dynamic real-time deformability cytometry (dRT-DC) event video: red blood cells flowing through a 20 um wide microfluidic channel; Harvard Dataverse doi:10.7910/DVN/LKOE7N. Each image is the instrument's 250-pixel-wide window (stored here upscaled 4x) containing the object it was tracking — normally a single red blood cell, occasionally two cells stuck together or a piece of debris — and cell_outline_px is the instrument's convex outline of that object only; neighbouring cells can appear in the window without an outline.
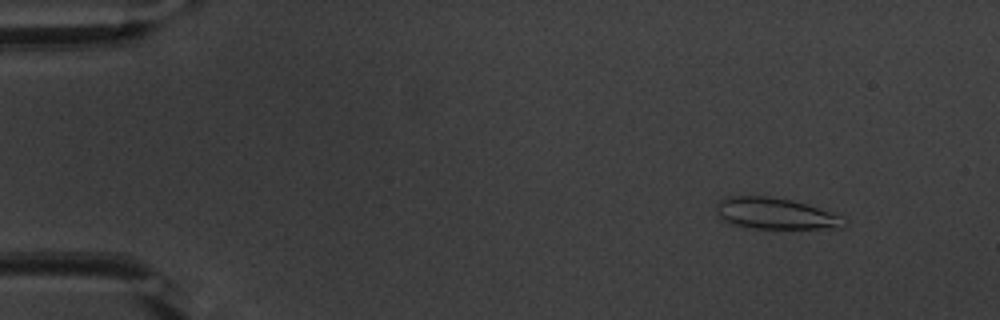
{"species": "common noctule bat (a hibernating species)", "species_latin": "Nyctalus noctula", "temperature_condition": "warm", "stored_images_in_passage": 52, "camera_frame_rate_fps": 3000, "um_per_image_px": 0.085, "animal": {"sex": "male", "body_mass_g": 20.1, "forearm_length_mm": 53.5}, "frame": {"image": 1, "passage_image": 5, "time_ms": 1.333, "image_size_px": [1000, 320], "cell_outline_px": [[852, 220], [848, 224], [840, 228], [756, 228], [732, 224], [720, 220], [716, 208], [716, 204], [720, 200], [732, 196], [768, 196], [792, 200], [808, 204], [844, 216]], "centroid_in_image_um": [65.99, 18.15], "position_along_channel_um": 19.0, "area_um2": 23.58}}
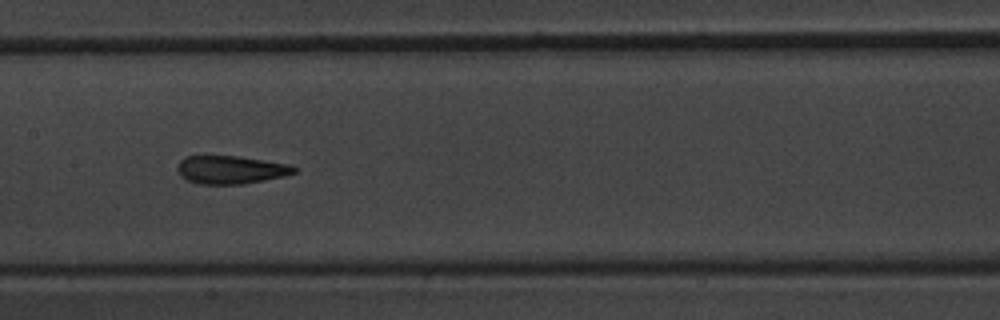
{"frame": {"image": 2, "passage_image": 26, "time_ms": 8.333, "image_size_px": [1000, 320], "cell_outline_px": [[296, 172], [284, 176], [244, 184], [200, 184], [188, 180], [180, 176], [176, 168], [180, 160], [184, 156], [240, 156], [288, 164], [296, 168]], "centroid_in_image_um": [19.58, 14.42], "position_along_channel_um": 187.8, "area_um2": 19.13}}
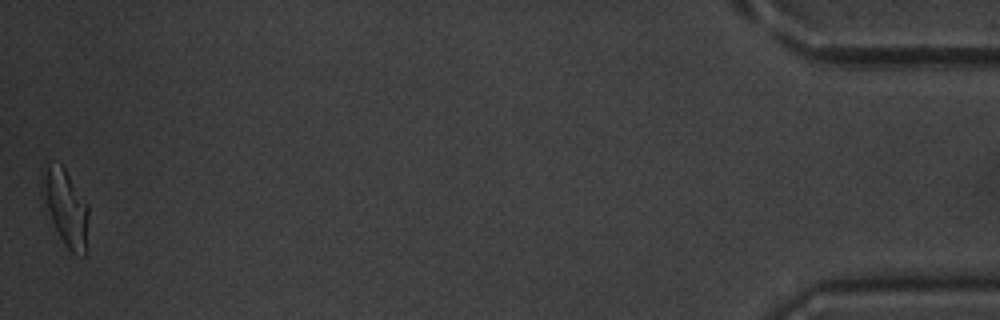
{"frame": {"image": 3, "passage_image": 52, "time_ms": 17.0, "image_size_px": [1000, 320], "cell_outline_px": [[88, 216], [84, 256], [72, 252], [64, 244], [52, 220], [48, 208], [48, 164], [60, 164], [64, 168], [88, 204]], "centroid_in_image_um": [5.73, 17.77], "position_along_channel_um": 429.5, "area_um2": 18.21}, "authors_computed_cell_mechanics": {"area_um2": 19.5364, "velocity_mm_per_s": 3.8243, "shape_relaxation_time_tau1_ms": 5.0245, "shape_relaxation_time_tau2_ms": 1.1157, "deformation_change_tau1": 0.1842, "deformation_change_tau2": 0.0774}}